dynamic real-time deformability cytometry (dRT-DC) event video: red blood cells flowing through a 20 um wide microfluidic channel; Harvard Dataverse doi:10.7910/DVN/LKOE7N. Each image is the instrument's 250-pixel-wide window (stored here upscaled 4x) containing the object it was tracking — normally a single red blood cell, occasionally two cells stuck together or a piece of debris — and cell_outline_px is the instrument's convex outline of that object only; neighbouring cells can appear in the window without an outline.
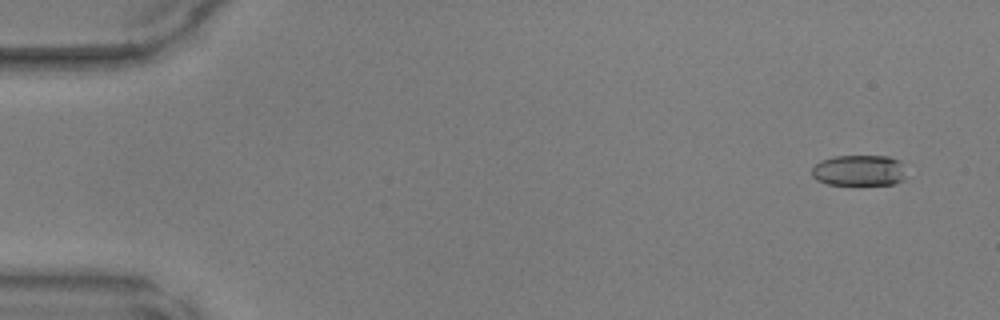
{"species": "common noctule bat (a hibernating species)", "species_latin": "Nyctalus noctula", "temperature_condition": "warm", "stored_images_in_passage": 10, "camera_frame_rate_fps": 3000, "um_per_image_px": 0.085, "animal": {"sex": "male", "body_mass_g": 17.9, "forearm_length_mm": 54.2}, "frame": {"image": 1, "passage_image": 2, "time_ms": 0.333, "image_size_px": [1000, 320], "cell_outline_px": [[904, 180], [892, 184], [828, 184], [816, 180], [812, 176], [812, 168], [820, 160], [832, 156], [888, 156], [900, 160], [904, 176]], "centroid_in_image_um": [72.98, 14.48], "position_along_channel_um": 12.0, "area_um2": 16.94}}